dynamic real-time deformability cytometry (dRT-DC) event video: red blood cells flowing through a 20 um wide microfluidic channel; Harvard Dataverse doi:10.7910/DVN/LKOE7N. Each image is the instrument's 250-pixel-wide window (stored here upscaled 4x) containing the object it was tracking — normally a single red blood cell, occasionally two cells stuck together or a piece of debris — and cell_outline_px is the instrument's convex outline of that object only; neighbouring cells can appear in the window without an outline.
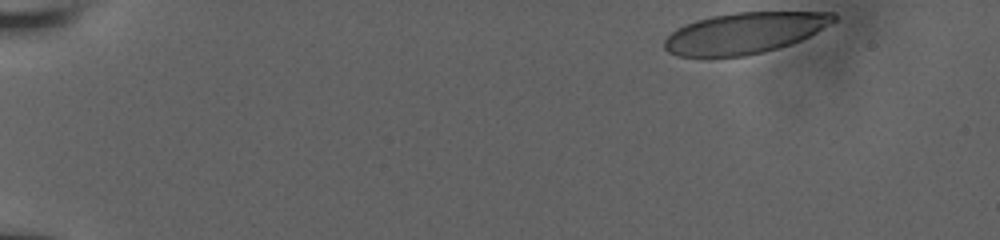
{"species": "human", "species_latin": "Homo sapiens", "temperature_condition": "room temperature", "stored_images_in_passage": 16, "camera_frame_rate_fps": 3000, "um_per_image_px": 0.085, "donor": {"sex": "male"}, "frame": {"image": 1, "passage_image": 1, "time_ms": 0.0, "image_size_px": [1000, 240], "cell_outline_px": [[836, 20], [816, 32], [800, 40], [764, 52], [744, 56], [680, 56], [668, 52], [664, 48], [664, 40], [676, 28], [684, 24], [696, 20], [712, 16], [736, 12], [832, 12], [836, 16]], "centroid_in_image_um": [63.26, 2.8], "position_along_channel_um": 21.7, "area_um2": 40.11}}
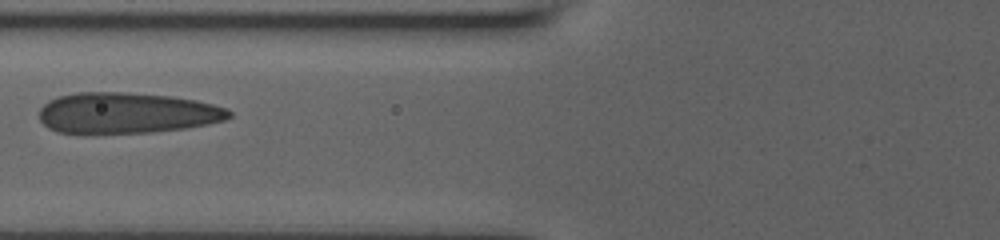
{"frame": {"image": 2, "passage_image": 10, "time_ms": 6.0, "image_size_px": [1000, 240], "cell_outline_px": [[232, 116], [224, 120], [208, 124], [184, 128], [152, 132], [56, 132], [48, 128], [40, 120], [40, 108], [48, 100], [56, 96], [76, 92], [124, 92], [172, 96], [196, 100], [228, 108], [232, 112]], "centroid_in_image_um": [10.78, 9.58], "position_along_channel_um": 115.0, "area_um2": 45.08}}
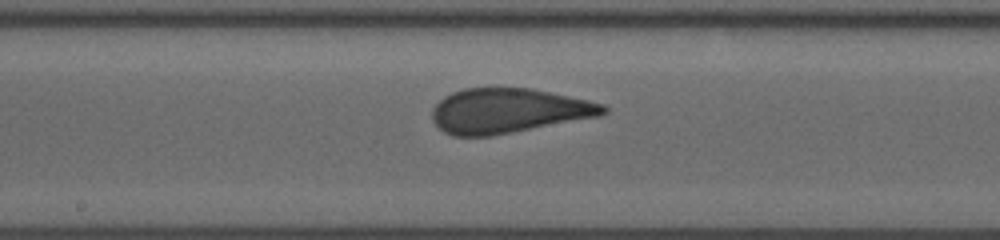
{"frame": {"image": 3, "passage_image": 16, "time_ms": 8.333, "image_size_px": [1000, 240], "cell_outline_px": [[608, 112], [600, 116], [488, 136], [452, 136], [444, 132], [432, 120], [432, 108], [444, 96], [452, 92], [464, 88], [532, 88], [588, 100], [604, 104], [608, 108]], "centroid_in_image_um": [43.2, 9.4], "position_along_channel_um": 205.0, "area_um2": 44.39}}